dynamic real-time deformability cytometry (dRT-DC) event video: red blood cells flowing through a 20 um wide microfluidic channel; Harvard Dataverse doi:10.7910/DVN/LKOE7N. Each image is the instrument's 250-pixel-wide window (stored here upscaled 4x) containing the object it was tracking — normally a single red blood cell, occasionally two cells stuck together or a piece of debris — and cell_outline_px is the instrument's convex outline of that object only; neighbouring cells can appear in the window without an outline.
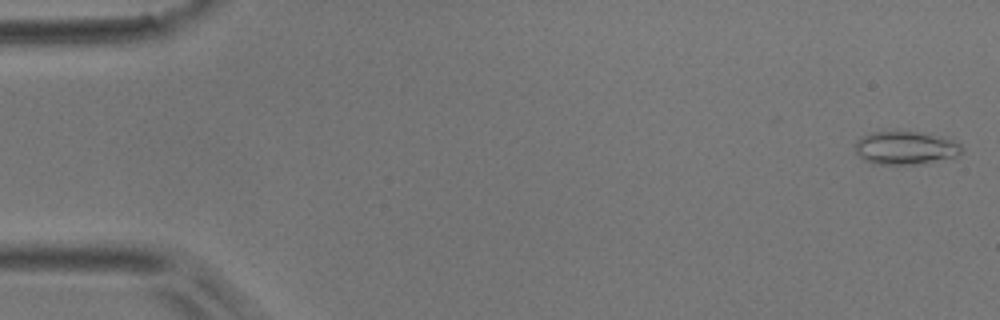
{"species": "common noctule bat (a hibernating species)", "species_latin": "Nyctalus noctula", "temperature_condition": "room temperature", "stored_images_in_passage": 51, "camera_frame_rate_fps": 3000, "um_per_image_px": 0.085, "animal": {"sex": "male", "body_mass_g": 17.9}, "frame": {"image": 1, "passage_image": 1, "time_ms": 0.0, "image_size_px": [1000, 320], "cell_outline_px": [[964, 148], [952, 160], [920, 164], [872, 164], [864, 160], [856, 152], [856, 140], [860, 136], [872, 132], [892, 128], [896, 128], [948, 136], [956, 140]], "centroid_in_image_um": [77.03, 12.52], "position_along_channel_um": 8.0, "area_um2": 22.08}}
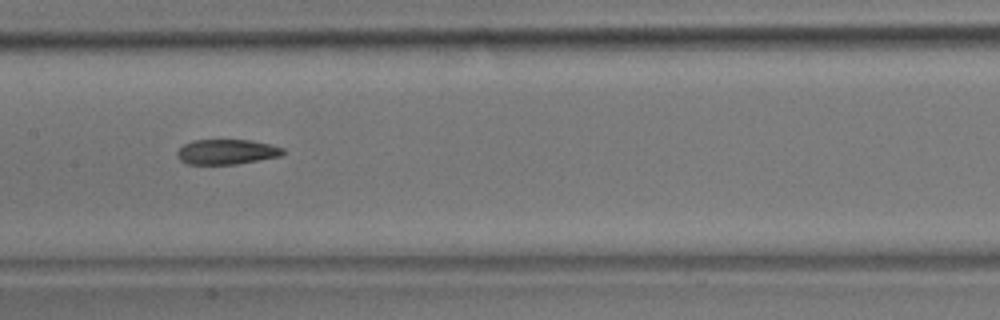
{"frame": {"image": 2, "passage_image": 25, "time_ms": 8.0, "image_size_px": [1000, 320], "cell_outline_px": [[284, 152], [280, 156], [236, 164], [188, 164], [180, 160], [176, 156], [176, 152], [184, 144], [192, 140], [252, 140], [284, 148]], "centroid_in_image_um": [19.23, 12.9], "position_along_channel_um": 188.2, "area_um2": 15.37}}
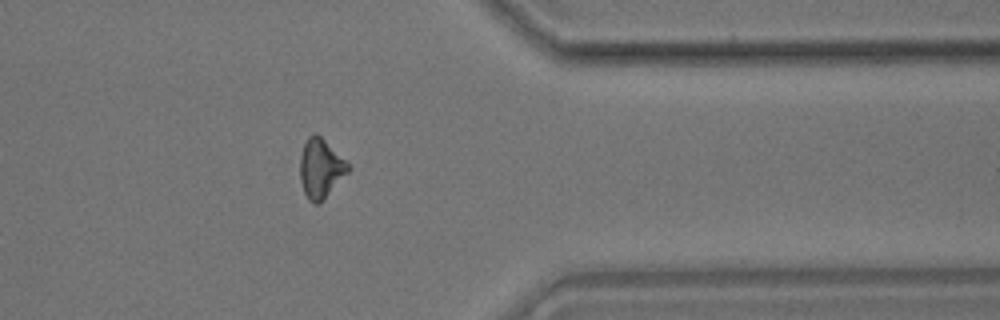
{"frame": {"image": 3, "passage_image": 41, "time_ms": 13.333, "image_size_px": [1000, 320], "cell_outline_px": [[348, 172], [316, 204], [312, 204], [308, 200], [304, 192], [300, 180], [300, 156], [304, 144], [308, 136], [312, 132], [316, 132], [348, 164]], "centroid_in_image_um": [27.19, 14.28], "position_along_channel_um": 384.2, "area_um2": 15.95}, "authors_computed_cell_mechanics": {"area_um2": 16.5308, "velocity_mm_per_s": 3.911, "shape_relaxation_time_tau1_ms": 6.2844, "shape_relaxation_time_tau2_ms": null, "deformation_change_tau1": 0.1647, "deformation_change_tau2": null}}